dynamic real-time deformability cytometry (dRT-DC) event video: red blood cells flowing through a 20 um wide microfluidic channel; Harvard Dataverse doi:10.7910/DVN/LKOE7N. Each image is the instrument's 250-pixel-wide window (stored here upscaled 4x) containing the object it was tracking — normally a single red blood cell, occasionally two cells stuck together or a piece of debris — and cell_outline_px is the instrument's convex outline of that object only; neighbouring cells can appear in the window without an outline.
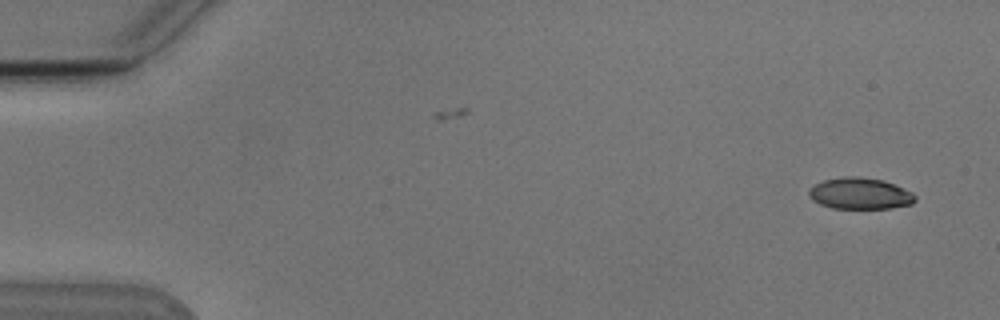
{"species": "Egyptian fruit bat (a non-hibernating species)", "species_latin": "Rousettus aegyptiacus", "temperature_condition": "cold", "stored_images_in_passage": 4, "camera_frame_rate_fps": 3000, "um_per_image_px": 0.085, "animal": {"sex": "male"}, "frame": {"image": 1, "passage_image": 1, "time_ms": 0.0, "image_size_px": [1000, 320], "cell_outline_px": [[916, 200], [912, 204], [892, 208], [832, 208], [820, 204], [812, 200], [808, 196], [808, 188], [824, 180], [844, 176], [860, 176], [884, 180], [912, 192], [916, 196]], "centroid_in_image_um": [73.09, 16.44], "position_along_channel_um": 11.9, "area_um2": 19.59}}